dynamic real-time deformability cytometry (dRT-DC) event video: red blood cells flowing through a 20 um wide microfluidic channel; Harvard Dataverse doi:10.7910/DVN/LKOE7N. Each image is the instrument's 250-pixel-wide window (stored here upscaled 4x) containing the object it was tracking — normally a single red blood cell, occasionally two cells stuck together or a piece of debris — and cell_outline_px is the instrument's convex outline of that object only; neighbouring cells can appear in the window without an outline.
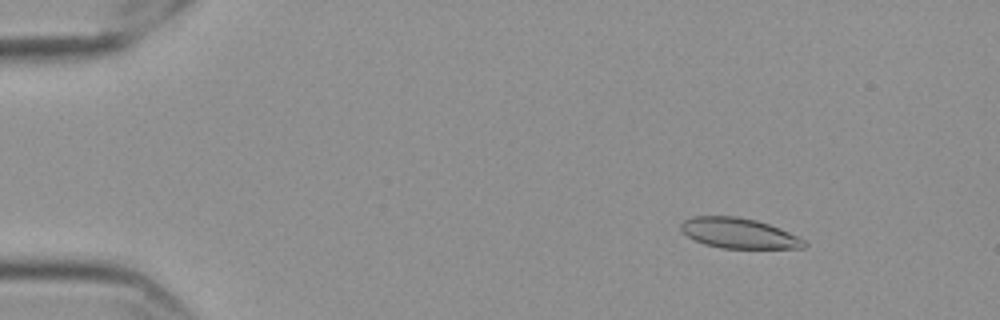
{"species": "Egyptian fruit bat (a non-hibernating species)", "species_latin": "Rousettus aegyptiacus", "temperature_condition": "cold", "stored_images_in_passage": 56, "camera_frame_rate_fps": 3000, "um_per_image_px": 0.085, "frame": {"image": 1, "passage_image": 6, "time_ms": 1.667, "image_size_px": [1000, 320], "cell_outline_px": [[808, 244], [804, 248], [720, 248], [704, 244], [688, 236], [680, 228], [680, 224], [684, 220], [692, 216], [736, 216], [756, 220], [780, 228], [804, 240]], "centroid_in_image_um": [62.79, 19.82], "position_along_channel_um": 22.2, "area_um2": 21.62}}
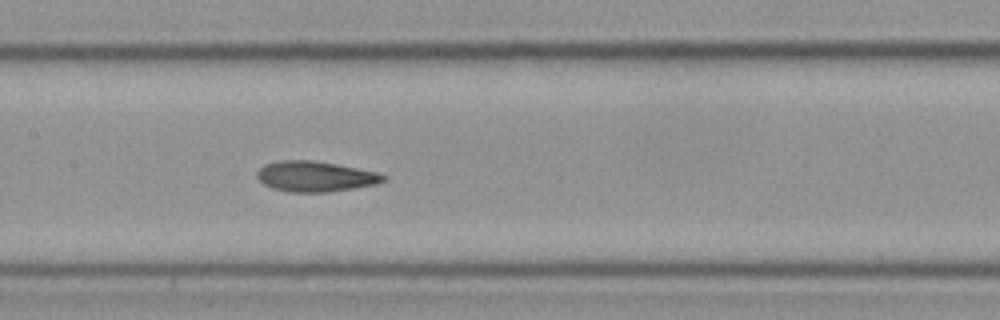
{"frame": {"image": 2, "passage_image": 27, "time_ms": 8.667, "image_size_px": [1000, 320], "cell_outline_px": [[388, 180], [376, 184], [328, 192], [292, 192], [272, 188], [264, 184], [256, 176], [256, 172], [264, 164], [280, 160], [312, 160], [336, 164], [376, 172], [388, 176]], "centroid_in_image_um": [26.8, 14.99], "position_along_channel_um": 180.6, "area_um2": 22.37}}
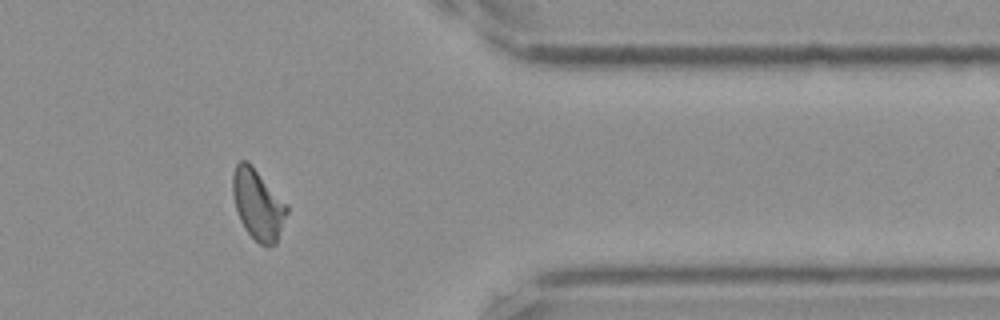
{"frame": {"image": 3, "passage_image": 46, "time_ms": 15.0, "image_size_px": [1000, 320], "cell_outline_px": [[288, 212], [276, 244], [268, 248], [260, 244], [244, 228], [240, 220], [236, 208], [232, 192], [232, 176], [236, 164], [240, 160], [248, 160], [252, 164], [288, 204]], "centroid_in_image_um": [21.94, 17.36], "position_along_channel_um": 389.5, "area_um2": 22.54}, "authors_computed_cell_mechanics": {"area_um2": 22.1952, "velocity_mm_per_s": 3.5538, "shape_relaxation_time_tau1_ms": 5.1117, "shape_relaxation_time_tau2_ms": 1.7382, "deformation_change_tau1": 0.1358, "deformation_change_tau2": 0.071}}